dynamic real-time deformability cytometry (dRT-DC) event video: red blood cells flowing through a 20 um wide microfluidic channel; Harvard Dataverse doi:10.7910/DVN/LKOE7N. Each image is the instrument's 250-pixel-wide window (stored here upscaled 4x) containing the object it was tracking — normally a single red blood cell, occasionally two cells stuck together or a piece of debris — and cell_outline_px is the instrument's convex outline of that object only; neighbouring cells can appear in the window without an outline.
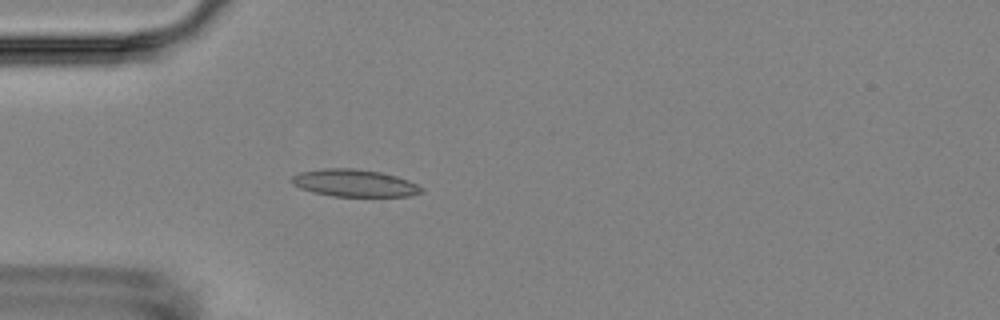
{"species": "Egyptian fruit bat (a non-hibernating species)", "species_latin": "Rousettus aegyptiacus", "temperature_condition": "room temperature", "stored_images_in_passage": 6, "camera_frame_rate_fps": 3000, "um_per_image_px": 0.085, "animal": {"sex": "female"}, "frame": {"image": 1, "passage_image": 5, "time_ms": 4.667, "image_size_px": [1000, 320], "cell_outline_px": [[424, 192], [408, 196], [332, 196], [312, 192], [300, 188], [292, 184], [288, 180], [292, 176], [300, 172], [324, 168], [352, 168], [380, 172], [396, 176], [408, 180], [424, 188]], "centroid_in_image_um": [30.09, 15.56], "position_along_channel_um": 54.9, "area_um2": 20.69}}